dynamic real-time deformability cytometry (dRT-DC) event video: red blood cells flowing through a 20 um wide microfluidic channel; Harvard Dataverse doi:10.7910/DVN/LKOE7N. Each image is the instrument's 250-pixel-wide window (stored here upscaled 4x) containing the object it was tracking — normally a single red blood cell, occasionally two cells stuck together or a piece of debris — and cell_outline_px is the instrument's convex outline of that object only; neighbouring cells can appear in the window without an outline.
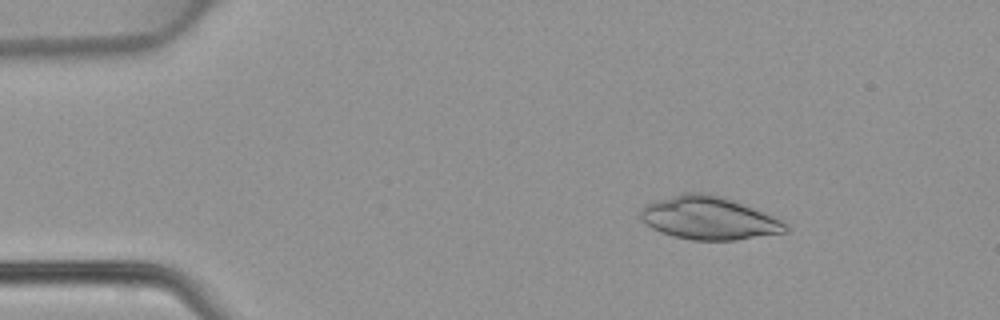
{"species": "common noctule bat (a hibernating species)", "species_latin": "Nyctalus noctula", "temperature_condition": "warm", "stored_images_in_passage": 47, "camera_frame_rate_fps": 3000, "um_per_image_px": 0.085, "animal": {"sex": "female", "body_mass_g": 22.7, "forearm_length_mm": 54.2}, "frame": {"image": 1, "passage_image": 7, "time_ms": 2.0, "image_size_px": [1000, 320], "cell_outline_px": [[788, 232], [736, 240], [692, 240], [672, 236], [660, 232], [652, 228], [640, 216], [640, 208], [648, 204], [684, 192], [708, 192], [732, 200], [764, 212], [788, 224]], "centroid_in_image_um": [60.28, 18.55], "position_along_channel_um": 24.7, "area_um2": 36.07}}
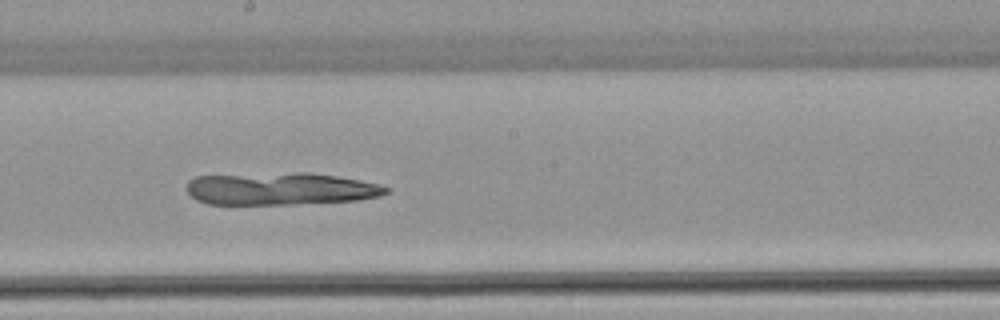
{"frame": {"image": 2, "passage_image": 26, "time_ms": 8.333, "image_size_px": [1000, 320], "cell_outline_px": [[388, 192], [380, 196], [360, 200], [292, 204], [208, 204], [196, 200], [188, 192], [188, 180], [196, 176], [296, 172], [308, 172], [336, 176], [360, 180], [380, 184], [388, 188]], "centroid_in_image_um": [23.86, 16.04], "position_along_channel_um": 224.3, "area_um2": 37.69}}
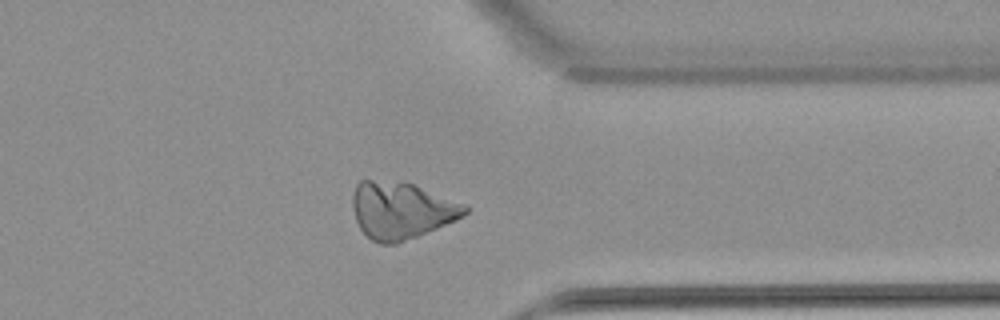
{"frame": {"image": 3, "passage_image": 37, "time_ms": 12.0, "image_size_px": [1000, 320], "cell_outline_px": [[468, 212], [464, 216], [456, 220], [396, 244], [380, 244], [372, 240], [360, 228], [356, 220], [352, 208], [352, 196], [356, 184], [360, 180], [372, 180], [412, 184], [464, 204], [468, 208]], "centroid_in_image_um": [34.08, 17.89], "position_along_channel_um": 377.3, "area_um2": 36.7}}